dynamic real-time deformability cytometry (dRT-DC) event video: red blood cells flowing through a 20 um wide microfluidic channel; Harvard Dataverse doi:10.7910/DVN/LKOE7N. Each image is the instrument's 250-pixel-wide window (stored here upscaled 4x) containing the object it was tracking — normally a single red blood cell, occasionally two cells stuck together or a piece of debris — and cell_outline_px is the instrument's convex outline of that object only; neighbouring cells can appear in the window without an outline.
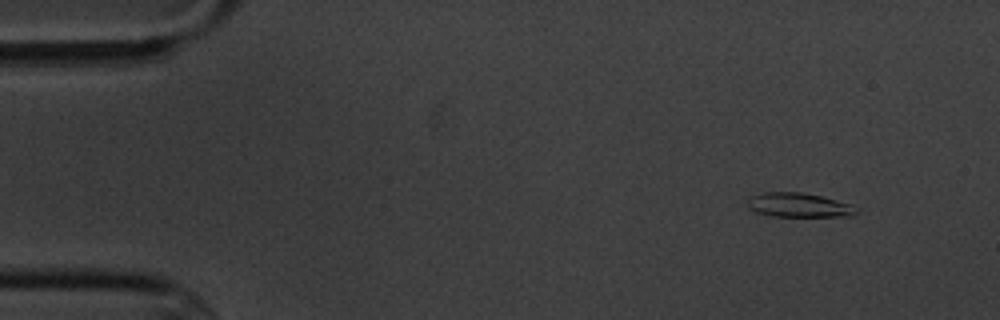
{"species": "common noctule bat (a hibernating species)", "species_latin": "Nyctalus noctula", "temperature_condition": "cold", "stored_images_in_passage": 5, "segment_of_instrument_passage": [1, 2], "camera_frame_rate_fps": 3000, "um_per_image_px": 0.085, "animal": {"sex": "male", "body_mass_g": 20.1, "forearm_length_mm": 53.5}, "frame": {"image": 1, "passage_image": 1, "time_ms": 0.0, "image_size_px": [1000, 320], "cell_outline_px": [[856, 212], [852, 216], [772, 216], [756, 212], [748, 208], [748, 200], [752, 196], [764, 192], [800, 192], [820, 196], [852, 204]], "centroid_in_image_um": [67.87, 17.43], "position_along_channel_um": 17.1, "area_um2": 15.14}}